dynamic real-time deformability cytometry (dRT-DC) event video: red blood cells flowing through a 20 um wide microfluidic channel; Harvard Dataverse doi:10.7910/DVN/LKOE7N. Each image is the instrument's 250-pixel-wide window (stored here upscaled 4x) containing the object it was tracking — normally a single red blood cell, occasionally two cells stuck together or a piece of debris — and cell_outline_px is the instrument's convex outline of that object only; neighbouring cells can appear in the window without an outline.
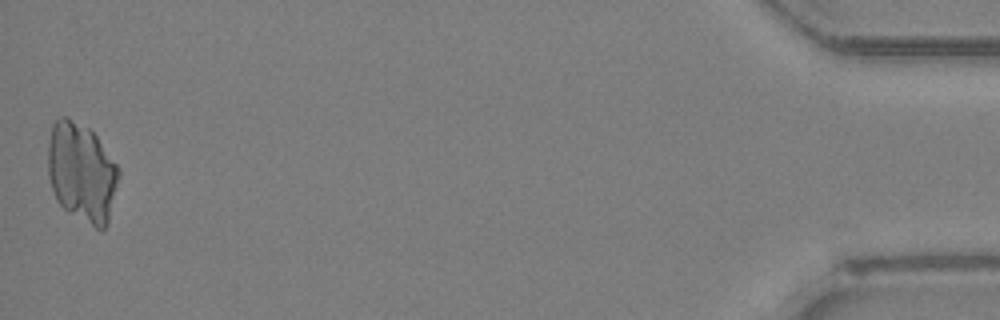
{"species": "Egyptian fruit bat (a non-hibernating species)", "species_latin": "Rousettus aegyptiacus", "temperature_condition": "room temperature", "stored_images_in_passage": 42, "camera_frame_rate_fps": 3000, "um_per_image_px": 0.085, "animal": {"sex": "female"}, "frame": {"image": 1, "passage_image": 42, "time_ms": 13.667, "image_size_px": [1000, 320], "cell_outline_px": [[120, 176], [108, 220], [104, 228], [96, 228], [68, 212], [56, 200], [48, 176], [48, 144], [52, 124], [60, 116], [68, 116], [88, 128], [96, 136], [120, 168]], "centroid_in_image_um": [6.94, 14.62], "position_along_channel_um": 428.3, "area_um2": 40.92}}